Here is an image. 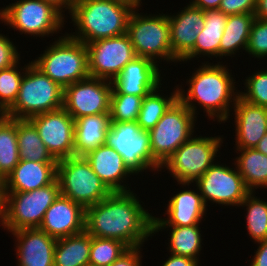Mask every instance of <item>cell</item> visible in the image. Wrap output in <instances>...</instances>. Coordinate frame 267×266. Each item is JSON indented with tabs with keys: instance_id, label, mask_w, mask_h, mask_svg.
Masks as SVG:
<instances>
[{
	"instance_id": "cell-1",
	"label": "cell",
	"mask_w": 267,
	"mask_h": 266,
	"mask_svg": "<svg viewBox=\"0 0 267 266\" xmlns=\"http://www.w3.org/2000/svg\"><path fill=\"white\" fill-rule=\"evenodd\" d=\"M133 192H112L85 208V230L93 237L119 240L128 248L143 246L154 235V216Z\"/></svg>"
},
{
	"instance_id": "cell-2",
	"label": "cell",
	"mask_w": 267,
	"mask_h": 266,
	"mask_svg": "<svg viewBox=\"0 0 267 266\" xmlns=\"http://www.w3.org/2000/svg\"><path fill=\"white\" fill-rule=\"evenodd\" d=\"M215 64L204 61L201 66L194 69L192 76L187 79L186 91L182 85L175 86L178 89V99L188 107L197 118V107L202 108L209 119L225 123L230 118V112L239 97V91L235 87L232 71L227 65ZM198 104V106H195ZM232 105V106H231ZM231 109V111H230Z\"/></svg>"
},
{
	"instance_id": "cell-3",
	"label": "cell",
	"mask_w": 267,
	"mask_h": 266,
	"mask_svg": "<svg viewBox=\"0 0 267 266\" xmlns=\"http://www.w3.org/2000/svg\"><path fill=\"white\" fill-rule=\"evenodd\" d=\"M133 10L116 0H77L69 14L77 30L68 34L85 44L124 35Z\"/></svg>"
},
{
	"instance_id": "cell-4",
	"label": "cell",
	"mask_w": 267,
	"mask_h": 266,
	"mask_svg": "<svg viewBox=\"0 0 267 266\" xmlns=\"http://www.w3.org/2000/svg\"><path fill=\"white\" fill-rule=\"evenodd\" d=\"M35 60L39 70L62 88L90 77L86 44L73 39L68 33L58 36Z\"/></svg>"
},
{
	"instance_id": "cell-5",
	"label": "cell",
	"mask_w": 267,
	"mask_h": 266,
	"mask_svg": "<svg viewBox=\"0 0 267 266\" xmlns=\"http://www.w3.org/2000/svg\"><path fill=\"white\" fill-rule=\"evenodd\" d=\"M64 88L29 61L14 104L8 109L10 118L33 116L63 107Z\"/></svg>"
},
{
	"instance_id": "cell-6",
	"label": "cell",
	"mask_w": 267,
	"mask_h": 266,
	"mask_svg": "<svg viewBox=\"0 0 267 266\" xmlns=\"http://www.w3.org/2000/svg\"><path fill=\"white\" fill-rule=\"evenodd\" d=\"M138 11L134 9L131 12L126 32L136 55L148 58L157 65L162 61L176 64L178 61L172 53L168 14L148 15Z\"/></svg>"
},
{
	"instance_id": "cell-7",
	"label": "cell",
	"mask_w": 267,
	"mask_h": 266,
	"mask_svg": "<svg viewBox=\"0 0 267 266\" xmlns=\"http://www.w3.org/2000/svg\"><path fill=\"white\" fill-rule=\"evenodd\" d=\"M223 136H192L161 166L171 173L177 185L187 187L195 183L216 161Z\"/></svg>"
},
{
	"instance_id": "cell-8",
	"label": "cell",
	"mask_w": 267,
	"mask_h": 266,
	"mask_svg": "<svg viewBox=\"0 0 267 266\" xmlns=\"http://www.w3.org/2000/svg\"><path fill=\"white\" fill-rule=\"evenodd\" d=\"M44 0H17L0 9V21L20 34L49 37L64 27L66 16Z\"/></svg>"
},
{
	"instance_id": "cell-9",
	"label": "cell",
	"mask_w": 267,
	"mask_h": 266,
	"mask_svg": "<svg viewBox=\"0 0 267 266\" xmlns=\"http://www.w3.org/2000/svg\"><path fill=\"white\" fill-rule=\"evenodd\" d=\"M60 195L57 178L49 185L29 192H4L1 227L8 232L39 228L46 210Z\"/></svg>"
},
{
	"instance_id": "cell-10",
	"label": "cell",
	"mask_w": 267,
	"mask_h": 266,
	"mask_svg": "<svg viewBox=\"0 0 267 266\" xmlns=\"http://www.w3.org/2000/svg\"><path fill=\"white\" fill-rule=\"evenodd\" d=\"M57 180L60 194L84 208L97 204L112 193L85 157L74 156L58 160Z\"/></svg>"
},
{
	"instance_id": "cell-11",
	"label": "cell",
	"mask_w": 267,
	"mask_h": 266,
	"mask_svg": "<svg viewBox=\"0 0 267 266\" xmlns=\"http://www.w3.org/2000/svg\"><path fill=\"white\" fill-rule=\"evenodd\" d=\"M106 144L122 156L127 168L135 175L147 170L162 171L151 152L149 131L142 129L137 121L111 122Z\"/></svg>"
},
{
	"instance_id": "cell-12",
	"label": "cell",
	"mask_w": 267,
	"mask_h": 266,
	"mask_svg": "<svg viewBox=\"0 0 267 266\" xmlns=\"http://www.w3.org/2000/svg\"><path fill=\"white\" fill-rule=\"evenodd\" d=\"M198 119L177 99L149 130L153 158L162 166L165 161L196 132Z\"/></svg>"
},
{
	"instance_id": "cell-13",
	"label": "cell",
	"mask_w": 267,
	"mask_h": 266,
	"mask_svg": "<svg viewBox=\"0 0 267 266\" xmlns=\"http://www.w3.org/2000/svg\"><path fill=\"white\" fill-rule=\"evenodd\" d=\"M220 162H215L194 184L198 187L206 206L211 202L219 206L238 207L250 191L235 163V167L230 168Z\"/></svg>"
},
{
	"instance_id": "cell-14",
	"label": "cell",
	"mask_w": 267,
	"mask_h": 266,
	"mask_svg": "<svg viewBox=\"0 0 267 266\" xmlns=\"http://www.w3.org/2000/svg\"><path fill=\"white\" fill-rule=\"evenodd\" d=\"M88 70L92 78L113 81L137 55L127 34L86 44Z\"/></svg>"
},
{
	"instance_id": "cell-15",
	"label": "cell",
	"mask_w": 267,
	"mask_h": 266,
	"mask_svg": "<svg viewBox=\"0 0 267 266\" xmlns=\"http://www.w3.org/2000/svg\"><path fill=\"white\" fill-rule=\"evenodd\" d=\"M112 81L88 77L64 88L63 108L75 120L109 113Z\"/></svg>"
},
{
	"instance_id": "cell-16",
	"label": "cell",
	"mask_w": 267,
	"mask_h": 266,
	"mask_svg": "<svg viewBox=\"0 0 267 266\" xmlns=\"http://www.w3.org/2000/svg\"><path fill=\"white\" fill-rule=\"evenodd\" d=\"M51 155L58 161L74 157L75 120L62 107L29 119Z\"/></svg>"
},
{
	"instance_id": "cell-17",
	"label": "cell",
	"mask_w": 267,
	"mask_h": 266,
	"mask_svg": "<svg viewBox=\"0 0 267 266\" xmlns=\"http://www.w3.org/2000/svg\"><path fill=\"white\" fill-rule=\"evenodd\" d=\"M152 60L136 56L128 62L112 81V93L147 96L161 85V69Z\"/></svg>"
},
{
	"instance_id": "cell-18",
	"label": "cell",
	"mask_w": 267,
	"mask_h": 266,
	"mask_svg": "<svg viewBox=\"0 0 267 266\" xmlns=\"http://www.w3.org/2000/svg\"><path fill=\"white\" fill-rule=\"evenodd\" d=\"M39 229L59 239L85 230V208L61 194L46 210Z\"/></svg>"
},
{
	"instance_id": "cell-19",
	"label": "cell",
	"mask_w": 267,
	"mask_h": 266,
	"mask_svg": "<svg viewBox=\"0 0 267 266\" xmlns=\"http://www.w3.org/2000/svg\"><path fill=\"white\" fill-rule=\"evenodd\" d=\"M16 242L17 266H54L57 239L39 228L10 232Z\"/></svg>"
},
{
	"instance_id": "cell-20",
	"label": "cell",
	"mask_w": 267,
	"mask_h": 266,
	"mask_svg": "<svg viewBox=\"0 0 267 266\" xmlns=\"http://www.w3.org/2000/svg\"><path fill=\"white\" fill-rule=\"evenodd\" d=\"M173 57L180 62L193 48L204 22V11L191 3L168 15Z\"/></svg>"
},
{
	"instance_id": "cell-21",
	"label": "cell",
	"mask_w": 267,
	"mask_h": 266,
	"mask_svg": "<svg viewBox=\"0 0 267 266\" xmlns=\"http://www.w3.org/2000/svg\"><path fill=\"white\" fill-rule=\"evenodd\" d=\"M233 112L236 140L233 148H255L267 133V107L248 103L238 97Z\"/></svg>"
},
{
	"instance_id": "cell-22",
	"label": "cell",
	"mask_w": 267,
	"mask_h": 266,
	"mask_svg": "<svg viewBox=\"0 0 267 266\" xmlns=\"http://www.w3.org/2000/svg\"><path fill=\"white\" fill-rule=\"evenodd\" d=\"M180 190L168 202L165 217L153 218V226H193L200 225L207 209L197 186ZM190 188V190H189Z\"/></svg>"
},
{
	"instance_id": "cell-23",
	"label": "cell",
	"mask_w": 267,
	"mask_h": 266,
	"mask_svg": "<svg viewBox=\"0 0 267 266\" xmlns=\"http://www.w3.org/2000/svg\"><path fill=\"white\" fill-rule=\"evenodd\" d=\"M84 157L112 192L131 191L126 181L130 175L134 174L127 168L122 156L114 148L105 143Z\"/></svg>"
},
{
	"instance_id": "cell-24",
	"label": "cell",
	"mask_w": 267,
	"mask_h": 266,
	"mask_svg": "<svg viewBox=\"0 0 267 266\" xmlns=\"http://www.w3.org/2000/svg\"><path fill=\"white\" fill-rule=\"evenodd\" d=\"M57 178V162L20 159L3 181L4 192H29L51 184Z\"/></svg>"
},
{
	"instance_id": "cell-25",
	"label": "cell",
	"mask_w": 267,
	"mask_h": 266,
	"mask_svg": "<svg viewBox=\"0 0 267 266\" xmlns=\"http://www.w3.org/2000/svg\"><path fill=\"white\" fill-rule=\"evenodd\" d=\"M228 16L219 9L204 11V26L197 35L194 48L180 61L187 62L199 57H219V45ZM201 55V56H200ZM199 56V57H198Z\"/></svg>"
},
{
	"instance_id": "cell-26",
	"label": "cell",
	"mask_w": 267,
	"mask_h": 266,
	"mask_svg": "<svg viewBox=\"0 0 267 266\" xmlns=\"http://www.w3.org/2000/svg\"><path fill=\"white\" fill-rule=\"evenodd\" d=\"M110 124L111 118L109 113L89 115L75 119V156L84 157L98 146L105 144Z\"/></svg>"
},
{
	"instance_id": "cell-27",
	"label": "cell",
	"mask_w": 267,
	"mask_h": 266,
	"mask_svg": "<svg viewBox=\"0 0 267 266\" xmlns=\"http://www.w3.org/2000/svg\"><path fill=\"white\" fill-rule=\"evenodd\" d=\"M255 18V14L248 13L228 16L219 45L220 60L223 56L224 58L227 56L234 57L241 49L246 52Z\"/></svg>"
},
{
	"instance_id": "cell-28",
	"label": "cell",
	"mask_w": 267,
	"mask_h": 266,
	"mask_svg": "<svg viewBox=\"0 0 267 266\" xmlns=\"http://www.w3.org/2000/svg\"><path fill=\"white\" fill-rule=\"evenodd\" d=\"M235 152L239 155L233 160L247 189L250 192H256L259 187L267 189V155L256 148L236 149Z\"/></svg>"
},
{
	"instance_id": "cell-29",
	"label": "cell",
	"mask_w": 267,
	"mask_h": 266,
	"mask_svg": "<svg viewBox=\"0 0 267 266\" xmlns=\"http://www.w3.org/2000/svg\"><path fill=\"white\" fill-rule=\"evenodd\" d=\"M91 240L86 230L57 239L54 266H89Z\"/></svg>"
},
{
	"instance_id": "cell-30",
	"label": "cell",
	"mask_w": 267,
	"mask_h": 266,
	"mask_svg": "<svg viewBox=\"0 0 267 266\" xmlns=\"http://www.w3.org/2000/svg\"><path fill=\"white\" fill-rule=\"evenodd\" d=\"M168 228V248L170 254L181 255L199 260L202 250L203 236L199 225L193 226H153V234ZM170 239V240H169ZM202 243V244H201ZM170 244V245H169Z\"/></svg>"
},
{
	"instance_id": "cell-31",
	"label": "cell",
	"mask_w": 267,
	"mask_h": 266,
	"mask_svg": "<svg viewBox=\"0 0 267 266\" xmlns=\"http://www.w3.org/2000/svg\"><path fill=\"white\" fill-rule=\"evenodd\" d=\"M17 141L20 159L34 162H58L41 140L29 119H17Z\"/></svg>"
},
{
	"instance_id": "cell-32",
	"label": "cell",
	"mask_w": 267,
	"mask_h": 266,
	"mask_svg": "<svg viewBox=\"0 0 267 266\" xmlns=\"http://www.w3.org/2000/svg\"><path fill=\"white\" fill-rule=\"evenodd\" d=\"M158 86L143 98L137 123L144 130H151L162 118L169 107L178 99V89L174 88L170 95L164 96ZM169 96V97H168Z\"/></svg>"
},
{
	"instance_id": "cell-33",
	"label": "cell",
	"mask_w": 267,
	"mask_h": 266,
	"mask_svg": "<svg viewBox=\"0 0 267 266\" xmlns=\"http://www.w3.org/2000/svg\"><path fill=\"white\" fill-rule=\"evenodd\" d=\"M20 156L17 141V119L9 118L0 125V179L6 177L19 163Z\"/></svg>"
},
{
	"instance_id": "cell-34",
	"label": "cell",
	"mask_w": 267,
	"mask_h": 266,
	"mask_svg": "<svg viewBox=\"0 0 267 266\" xmlns=\"http://www.w3.org/2000/svg\"><path fill=\"white\" fill-rule=\"evenodd\" d=\"M250 192L238 207L246 206V228L255 243L267 239V202Z\"/></svg>"
},
{
	"instance_id": "cell-35",
	"label": "cell",
	"mask_w": 267,
	"mask_h": 266,
	"mask_svg": "<svg viewBox=\"0 0 267 266\" xmlns=\"http://www.w3.org/2000/svg\"><path fill=\"white\" fill-rule=\"evenodd\" d=\"M127 249L119 240L92 236L89 266H110Z\"/></svg>"
},
{
	"instance_id": "cell-36",
	"label": "cell",
	"mask_w": 267,
	"mask_h": 266,
	"mask_svg": "<svg viewBox=\"0 0 267 266\" xmlns=\"http://www.w3.org/2000/svg\"><path fill=\"white\" fill-rule=\"evenodd\" d=\"M143 97L124 93H111L109 115L111 122L137 121Z\"/></svg>"
},
{
	"instance_id": "cell-37",
	"label": "cell",
	"mask_w": 267,
	"mask_h": 266,
	"mask_svg": "<svg viewBox=\"0 0 267 266\" xmlns=\"http://www.w3.org/2000/svg\"><path fill=\"white\" fill-rule=\"evenodd\" d=\"M20 63L21 62L18 61L13 66L0 70V103L7 109H9L16 100L24 71L28 67V63L23 67H20Z\"/></svg>"
},
{
	"instance_id": "cell-38",
	"label": "cell",
	"mask_w": 267,
	"mask_h": 266,
	"mask_svg": "<svg viewBox=\"0 0 267 266\" xmlns=\"http://www.w3.org/2000/svg\"><path fill=\"white\" fill-rule=\"evenodd\" d=\"M242 82L245 89L239 91V97L248 103L267 107V69L256 71Z\"/></svg>"
},
{
	"instance_id": "cell-39",
	"label": "cell",
	"mask_w": 267,
	"mask_h": 266,
	"mask_svg": "<svg viewBox=\"0 0 267 266\" xmlns=\"http://www.w3.org/2000/svg\"><path fill=\"white\" fill-rule=\"evenodd\" d=\"M246 52L251 57L257 59H266L267 57V20L255 18Z\"/></svg>"
},
{
	"instance_id": "cell-40",
	"label": "cell",
	"mask_w": 267,
	"mask_h": 266,
	"mask_svg": "<svg viewBox=\"0 0 267 266\" xmlns=\"http://www.w3.org/2000/svg\"><path fill=\"white\" fill-rule=\"evenodd\" d=\"M10 38L0 33V70L9 68L20 61V53Z\"/></svg>"
},
{
	"instance_id": "cell-41",
	"label": "cell",
	"mask_w": 267,
	"mask_h": 266,
	"mask_svg": "<svg viewBox=\"0 0 267 266\" xmlns=\"http://www.w3.org/2000/svg\"><path fill=\"white\" fill-rule=\"evenodd\" d=\"M257 0H222L219 10L229 15L255 14Z\"/></svg>"
},
{
	"instance_id": "cell-42",
	"label": "cell",
	"mask_w": 267,
	"mask_h": 266,
	"mask_svg": "<svg viewBox=\"0 0 267 266\" xmlns=\"http://www.w3.org/2000/svg\"><path fill=\"white\" fill-rule=\"evenodd\" d=\"M142 246L128 248L110 266H142Z\"/></svg>"
},
{
	"instance_id": "cell-43",
	"label": "cell",
	"mask_w": 267,
	"mask_h": 266,
	"mask_svg": "<svg viewBox=\"0 0 267 266\" xmlns=\"http://www.w3.org/2000/svg\"><path fill=\"white\" fill-rule=\"evenodd\" d=\"M257 244L258 248L250 261V266H267V239Z\"/></svg>"
},
{
	"instance_id": "cell-44",
	"label": "cell",
	"mask_w": 267,
	"mask_h": 266,
	"mask_svg": "<svg viewBox=\"0 0 267 266\" xmlns=\"http://www.w3.org/2000/svg\"><path fill=\"white\" fill-rule=\"evenodd\" d=\"M198 263V260L181 255L171 254L168 259L162 263V266H199Z\"/></svg>"
},
{
	"instance_id": "cell-45",
	"label": "cell",
	"mask_w": 267,
	"mask_h": 266,
	"mask_svg": "<svg viewBox=\"0 0 267 266\" xmlns=\"http://www.w3.org/2000/svg\"><path fill=\"white\" fill-rule=\"evenodd\" d=\"M222 0H191L193 6L203 11L219 9Z\"/></svg>"
},
{
	"instance_id": "cell-46",
	"label": "cell",
	"mask_w": 267,
	"mask_h": 266,
	"mask_svg": "<svg viewBox=\"0 0 267 266\" xmlns=\"http://www.w3.org/2000/svg\"><path fill=\"white\" fill-rule=\"evenodd\" d=\"M46 2H49L53 4L57 9H59L63 14L65 11L68 10V13L70 14L75 2L77 0H44ZM65 8V9H64Z\"/></svg>"
},
{
	"instance_id": "cell-47",
	"label": "cell",
	"mask_w": 267,
	"mask_h": 266,
	"mask_svg": "<svg viewBox=\"0 0 267 266\" xmlns=\"http://www.w3.org/2000/svg\"><path fill=\"white\" fill-rule=\"evenodd\" d=\"M255 16L267 20V0H257Z\"/></svg>"
},
{
	"instance_id": "cell-48",
	"label": "cell",
	"mask_w": 267,
	"mask_h": 266,
	"mask_svg": "<svg viewBox=\"0 0 267 266\" xmlns=\"http://www.w3.org/2000/svg\"><path fill=\"white\" fill-rule=\"evenodd\" d=\"M4 214V185L3 180L0 179V225Z\"/></svg>"
},
{
	"instance_id": "cell-49",
	"label": "cell",
	"mask_w": 267,
	"mask_h": 266,
	"mask_svg": "<svg viewBox=\"0 0 267 266\" xmlns=\"http://www.w3.org/2000/svg\"><path fill=\"white\" fill-rule=\"evenodd\" d=\"M255 148L261 153L267 155V133L260 139L258 145Z\"/></svg>"
},
{
	"instance_id": "cell-50",
	"label": "cell",
	"mask_w": 267,
	"mask_h": 266,
	"mask_svg": "<svg viewBox=\"0 0 267 266\" xmlns=\"http://www.w3.org/2000/svg\"><path fill=\"white\" fill-rule=\"evenodd\" d=\"M9 118V110L0 103V125L4 124Z\"/></svg>"
},
{
	"instance_id": "cell-51",
	"label": "cell",
	"mask_w": 267,
	"mask_h": 266,
	"mask_svg": "<svg viewBox=\"0 0 267 266\" xmlns=\"http://www.w3.org/2000/svg\"><path fill=\"white\" fill-rule=\"evenodd\" d=\"M116 1H120L123 2L125 4H128L129 6H131L134 9H139V7H141L142 4V0H116Z\"/></svg>"
}]
</instances>
